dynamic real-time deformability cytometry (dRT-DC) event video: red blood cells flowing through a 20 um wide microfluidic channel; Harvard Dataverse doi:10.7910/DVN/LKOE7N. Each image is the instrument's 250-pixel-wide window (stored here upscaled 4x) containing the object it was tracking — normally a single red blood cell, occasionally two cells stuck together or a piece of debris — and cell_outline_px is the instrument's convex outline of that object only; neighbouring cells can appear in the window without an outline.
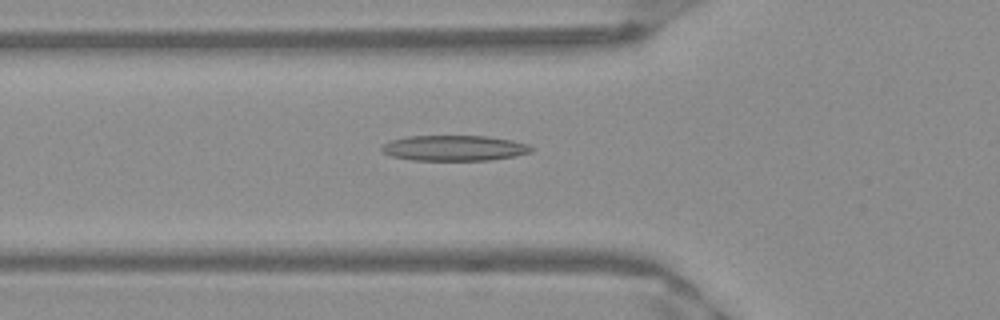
{"species": "Egyptian fruit bat (a non-hibernating species)", "species_latin": "Rousettus aegyptiacus", "temperature_condition": "warm", "stored_images_in_passage": 51, "camera_frame_rate_fps": 3000, "um_per_image_px": 0.085, "frame": {"image": 1, "passage_image": 18, "time_ms": 5.667, "image_size_px": [1000, 320], "cell_outline_px": [[532, 152], [516, 156], [488, 160], [412, 160], [392, 156], [384, 152], [380, 148], [384, 144], [392, 140], [404, 136], [488, 136], [512, 140], [528, 144], [532, 148]], "centroid_in_image_um": [38.63, 12.58], "position_along_channel_um": 87.2, "area_um2": 22.2}}
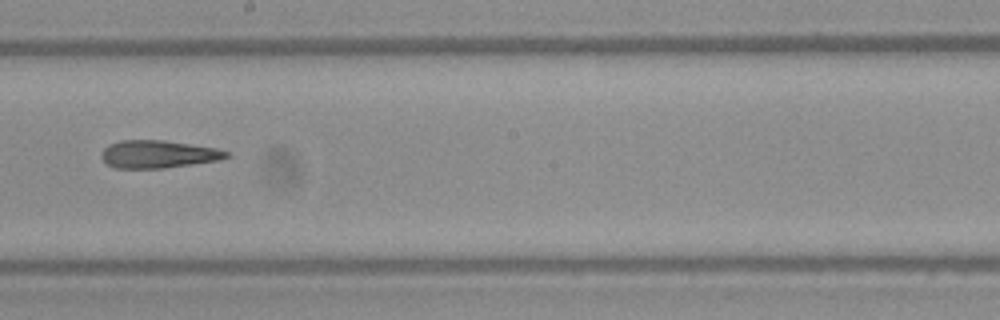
{"frame": {"image": 2, "passage_image": 29, "time_ms": 9.333, "image_size_px": [1000, 320], "cell_outline_px": [[232, 156], [220, 160], [164, 168], [116, 168], [108, 164], [100, 156], [100, 152], [108, 144], [120, 140], [164, 140], [216, 148], [228, 152]], "centroid_in_image_um": [13.44, 13.1], "position_along_channel_um": 234.8, "area_um2": 20.23}}
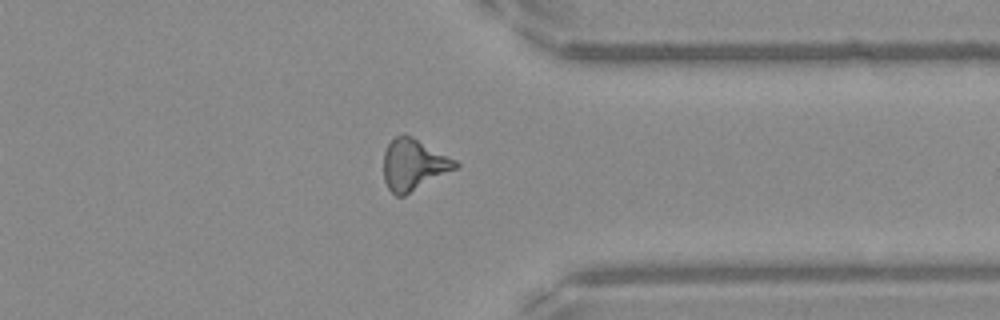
{"frame": {"image": 3, "passage_image": 40, "time_ms": 13.0, "image_size_px": [1000, 320], "cell_outline_px": [[460, 168], [404, 196], [396, 196], [388, 188], [384, 180], [384, 152], [388, 144], [396, 136], [412, 136], [456, 160], [460, 164]], "centroid_in_image_um": [35.2, 14.03], "position_along_channel_um": 376.2, "area_um2": 21.56}, "authors_computed_cell_mechanics": {"area_um2": 21.0392, "velocity_mm_per_s": 3.995, "shape_relaxation_time_tau1_ms": null, "shape_relaxation_time_tau2_ms": 6.9815, "deformation_change_tau1": null, "deformation_change_tau2": 0.2387}}